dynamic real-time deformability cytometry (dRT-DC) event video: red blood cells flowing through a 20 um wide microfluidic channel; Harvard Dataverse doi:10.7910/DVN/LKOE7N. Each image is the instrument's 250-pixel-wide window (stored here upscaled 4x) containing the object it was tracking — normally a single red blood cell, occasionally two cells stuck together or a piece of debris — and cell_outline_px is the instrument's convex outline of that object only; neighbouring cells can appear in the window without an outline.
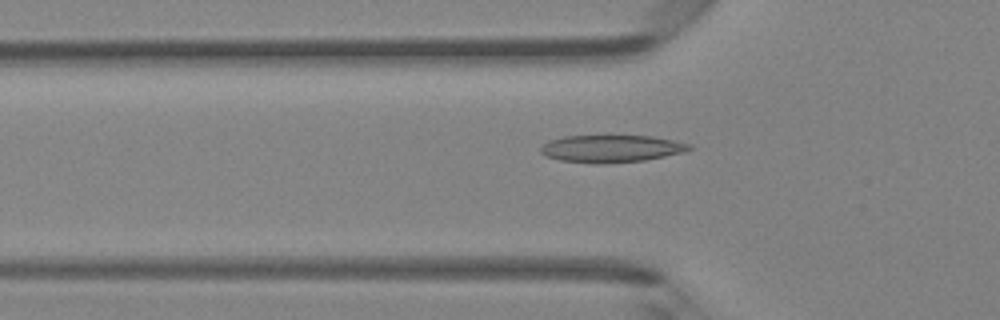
{"species": "Egyptian fruit bat (a non-hibernating species)", "species_latin": "Rousettus aegyptiacus", "temperature_condition": "room temperature", "stored_images_in_passage": 47, "camera_frame_rate_fps": 3000, "um_per_image_px": 0.085, "animal": {"sex": "female"}, "frame": {"image": 1, "passage_image": 16, "time_ms": 5.0, "image_size_px": [1000, 320], "cell_outline_px": [[692, 148], [684, 152], [644, 160], [604, 164], [592, 164], [560, 160], [544, 156], [540, 152], [540, 148], [548, 140], [564, 136], [652, 136], [692, 144]], "centroid_in_image_um": [51.92, 12.64], "position_along_channel_um": 73.9, "area_um2": 23.76}}
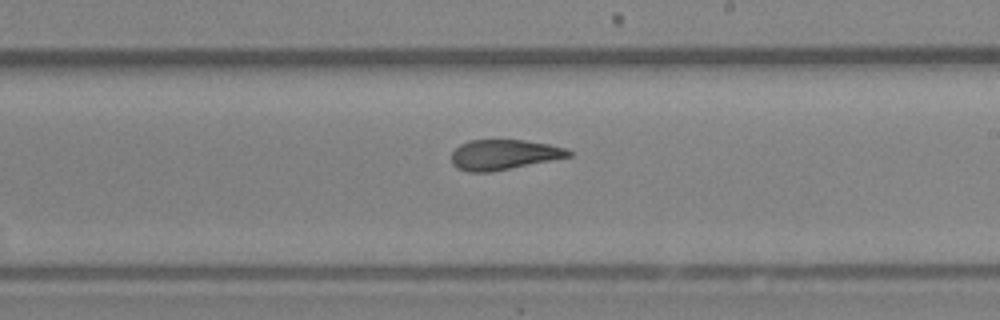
{"frame": {"image": 2, "passage_image": 28, "time_ms": 9.0, "image_size_px": [1000, 320], "cell_outline_px": [[572, 156], [492, 172], [468, 172], [456, 168], [452, 164], [452, 152], [460, 144], [468, 140], [524, 140], [548, 144], [564, 148], [572, 152]], "centroid_in_image_um": [42.79, 13.15], "position_along_channel_um": 246.2, "area_um2": 20.58}}
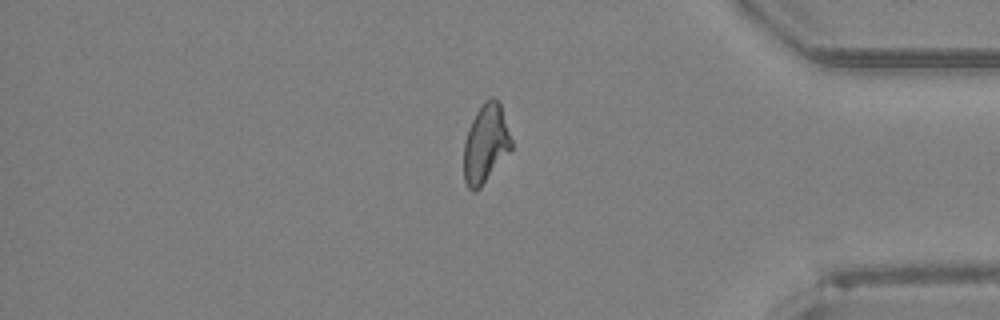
{"frame": {"image": 3, "passage_image": 40, "time_ms": 13.0, "image_size_px": [1000, 320], "cell_outline_px": [[512, 148], [480, 188], [476, 192], [472, 192], [468, 188], [464, 180], [464, 140], [468, 128], [476, 112], [484, 100], [492, 96], [500, 104], [512, 140]], "centroid_in_image_um": [41.26, 12.22], "position_along_channel_um": 393.9, "area_um2": 21.73}, "authors_computed_cell_mechanics": {"area_um2": 22.1952, "velocity_mm_per_s": 4.3149, "shape_relaxation_time_tau1_ms": null, "shape_relaxation_time_tau2_ms": 1.2757, "deformation_change_tau1": null, "deformation_change_tau2": 0.0759}}